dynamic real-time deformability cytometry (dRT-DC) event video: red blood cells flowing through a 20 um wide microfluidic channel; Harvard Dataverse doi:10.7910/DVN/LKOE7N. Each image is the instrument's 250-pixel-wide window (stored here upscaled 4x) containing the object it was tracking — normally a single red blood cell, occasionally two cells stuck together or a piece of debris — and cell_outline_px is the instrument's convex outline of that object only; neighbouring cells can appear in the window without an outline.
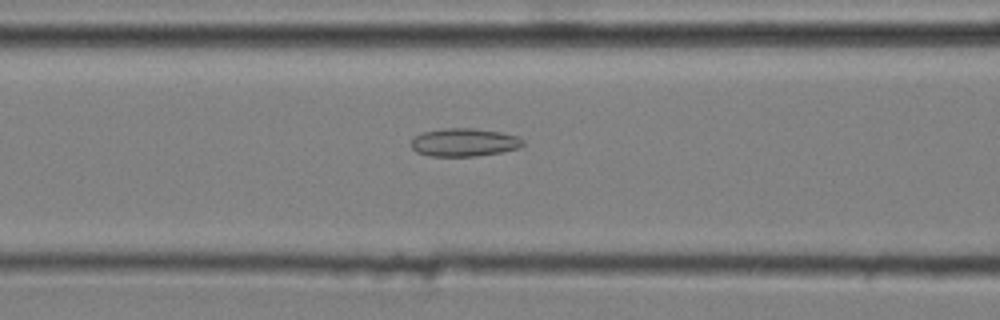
{"species": "common noctule bat (a hibernating species)", "species_latin": "Nyctalus noctula", "temperature_condition": "cold", "stored_images_in_passage": 47, "camera_frame_rate_fps": 3000, "um_per_image_px": 0.085, "animal": {"sex": "male", "body_mass_g": 20.4}, "frame": {"image": 1, "passage_image": 19, "time_ms": 6.0, "image_size_px": [1000, 320], "cell_outline_px": [[524, 144], [520, 148], [500, 152], [476, 156], [428, 156], [416, 152], [412, 148], [412, 140], [420, 132], [444, 128], [472, 128], [500, 132], [516, 136], [524, 140]], "centroid_in_image_um": [39.44, 12.1], "position_along_channel_um": 127.2, "area_um2": 18.32}}
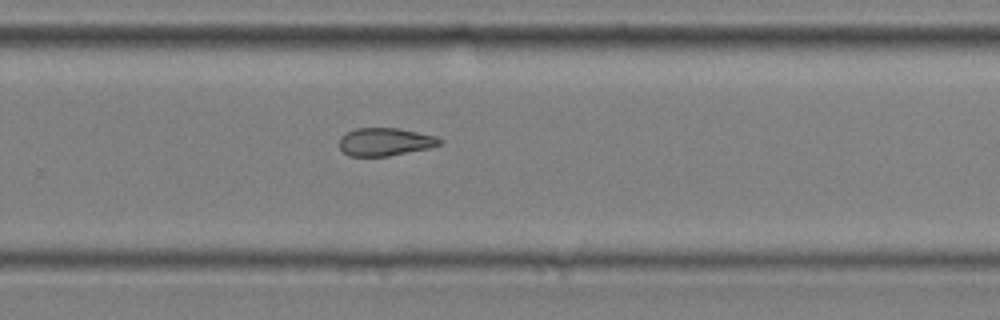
{"frame": {"image": 2, "passage_image": 33, "time_ms": 10.667, "image_size_px": [1000, 320], "cell_outline_px": [[444, 140], [440, 144], [432, 148], [388, 156], [348, 156], [340, 148], [340, 136], [356, 128], [400, 128], [436, 136]], "centroid_in_image_um": [32.77, 12.06], "position_along_channel_um": 297.0, "area_um2": 16.47}}
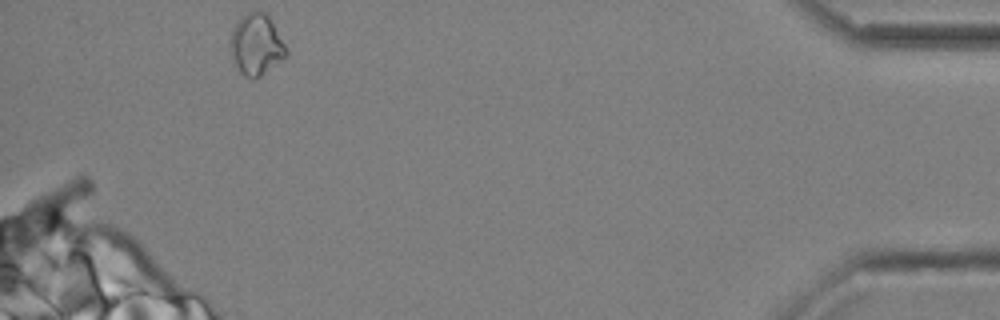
{"frame": {"image": 3, "passage_image": 47, "time_ms": 15.333, "image_size_px": [1000, 320], "cell_outline_px": [[288, 56], [256, 80], [252, 80], [244, 76], [240, 72], [232, 56], [228, 44], [232, 28], [248, 12], [268, 12], [288, 52]], "centroid_in_image_um": [21.79, 3.83], "position_along_channel_um": 413.4, "area_um2": 20.11}, "authors_computed_cell_mechanics": {"area_um2": 17.8024, "velocity_mm_per_s": 3.6497, "shape_relaxation_time_tau1_ms": null, "shape_relaxation_time_tau2_ms": 5.0711, "deformation_change_tau1": null, "deformation_change_tau2": 0.1286}}